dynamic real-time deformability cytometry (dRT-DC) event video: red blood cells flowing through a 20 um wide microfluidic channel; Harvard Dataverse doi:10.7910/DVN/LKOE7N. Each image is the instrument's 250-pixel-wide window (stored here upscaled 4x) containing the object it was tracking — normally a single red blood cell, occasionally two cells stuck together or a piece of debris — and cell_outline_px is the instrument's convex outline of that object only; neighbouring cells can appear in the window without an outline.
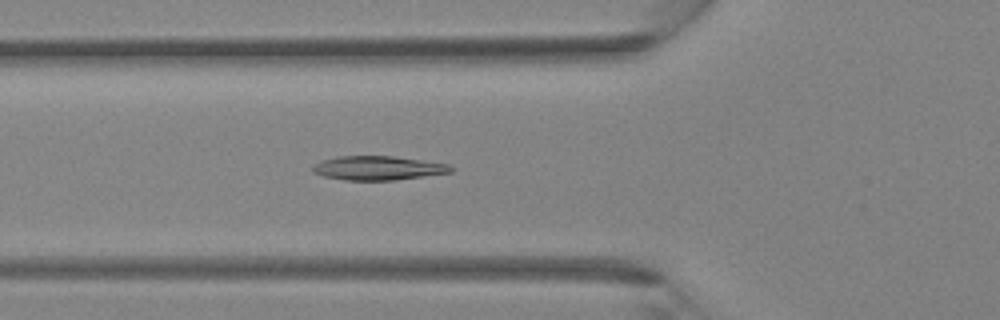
{"species": "Egyptian fruit bat (a non-hibernating species)", "species_latin": "Rousettus aegyptiacus", "temperature_condition": "room temperature", "stored_images_in_passage": 39, "camera_frame_rate_fps": 3000, "um_per_image_px": 0.085, "animal": {"sex": "female"}, "frame": {"image": 1, "passage_image": 14, "time_ms": 4.333, "image_size_px": [1000, 320], "cell_outline_px": [[456, 168], [452, 172], [396, 180], [344, 180], [324, 176], [312, 172], [312, 168], [320, 160], [336, 156], [392, 156], [452, 164]], "centroid_in_image_um": [32.17, 14.28], "position_along_channel_um": 93.6, "area_um2": 19.54}}
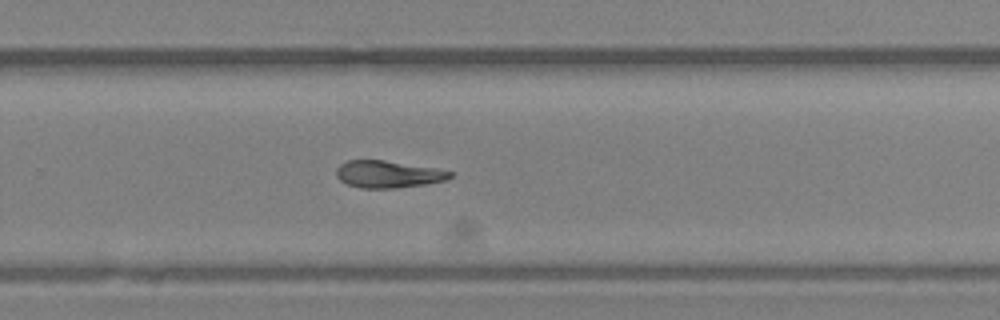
{"frame": {"image": 2, "passage_image": 26, "time_ms": 8.333, "image_size_px": [1000, 320], "cell_outline_px": [[452, 176], [448, 180], [424, 184], [396, 188], [360, 188], [348, 184], [340, 180], [336, 176], [336, 168], [340, 164], [348, 160], [384, 160], [436, 168], [452, 172]], "centroid_in_image_um": [32.98, 14.8], "position_along_channel_um": 296.8, "area_um2": 17.98}}
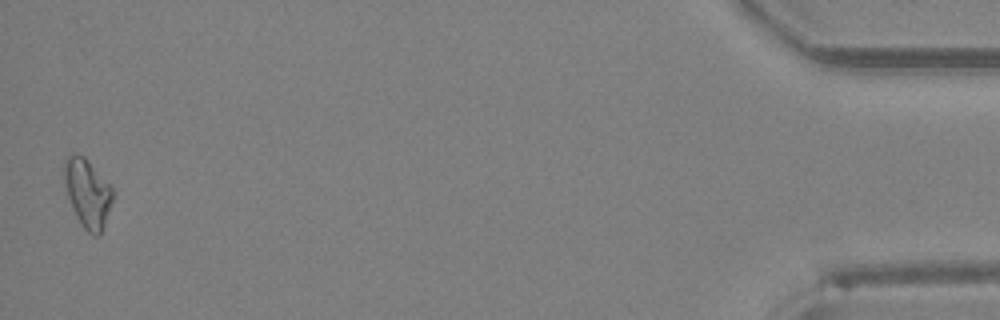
{"frame": {"image": 3, "passage_image": 39, "time_ms": 12.667, "image_size_px": [1000, 320], "cell_outline_px": [[112, 200], [104, 224], [100, 232], [96, 236], [92, 236], [80, 224], [72, 208], [64, 184], [64, 160], [72, 152], [76, 152], [84, 156], [112, 184]], "centroid_in_image_um": [7.42, 16.36], "position_along_channel_um": 427.8, "area_um2": 19.48}}